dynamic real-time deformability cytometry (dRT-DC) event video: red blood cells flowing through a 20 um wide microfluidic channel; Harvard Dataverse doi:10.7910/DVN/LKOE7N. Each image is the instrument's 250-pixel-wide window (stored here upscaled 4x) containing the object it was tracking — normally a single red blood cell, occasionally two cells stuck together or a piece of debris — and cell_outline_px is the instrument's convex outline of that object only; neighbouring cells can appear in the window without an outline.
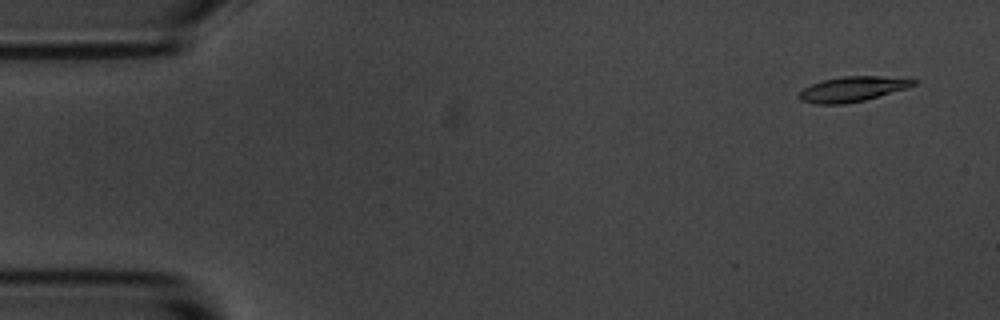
{"species": "common noctule bat (a hibernating species)", "species_latin": "Nyctalus noctula", "temperature_condition": "room temperature", "stored_images_in_passage": 5, "camera_frame_rate_fps": 3000, "um_per_image_px": 0.085, "animal": {"sex": "male", "body_mass_g": 20.1, "forearm_length_mm": 53.5}, "frame": {"image": 1, "passage_image": 1, "time_ms": 0.0, "image_size_px": [1000, 320], "cell_outline_px": [[916, 84], [904, 88], [864, 100], [844, 104], [816, 104], [800, 100], [796, 96], [804, 88], [812, 84], [824, 80], [844, 76], [876, 76], [916, 80]], "centroid_in_image_um": [72.37, 7.58], "position_along_channel_um": 12.6, "area_um2": 16.24}}